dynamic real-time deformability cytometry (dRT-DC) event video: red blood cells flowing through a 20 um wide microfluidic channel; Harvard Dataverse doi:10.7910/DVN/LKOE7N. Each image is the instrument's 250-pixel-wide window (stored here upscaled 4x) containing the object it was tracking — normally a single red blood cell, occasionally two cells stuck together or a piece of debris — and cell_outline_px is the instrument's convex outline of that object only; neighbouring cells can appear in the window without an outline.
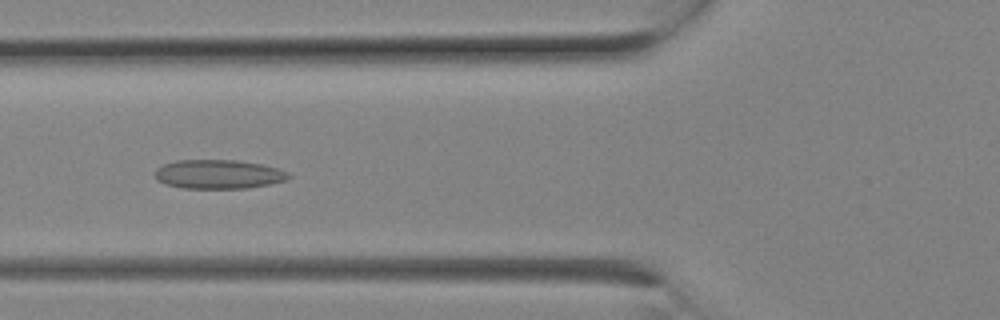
{"species": "Egyptian fruit bat (a non-hibernating species)", "species_latin": "Rousettus aegyptiacus", "temperature_condition": "room temperature", "stored_images_in_passage": 9, "camera_frame_rate_fps": 3000, "um_per_image_px": 0.085, "animal": {"sex": "female"}, "frame": {"image": 1, "passage_image": 8, "time_ms": 2.333, "image_size_px": [1000, 320], "cell_outline_px": [[292, 176], [284, 180], [268, 184], [248, 188], [184, 188], [164, 184], [156, 180], [156, 168], [164, 164], [176, 160], [236, 160], [260, 164], [276, 168], [288, 172]], "centroid_in_image_um": [18.54, 14.81], "position_along_channel_um": 107.3, "area_um2": 22.48}}
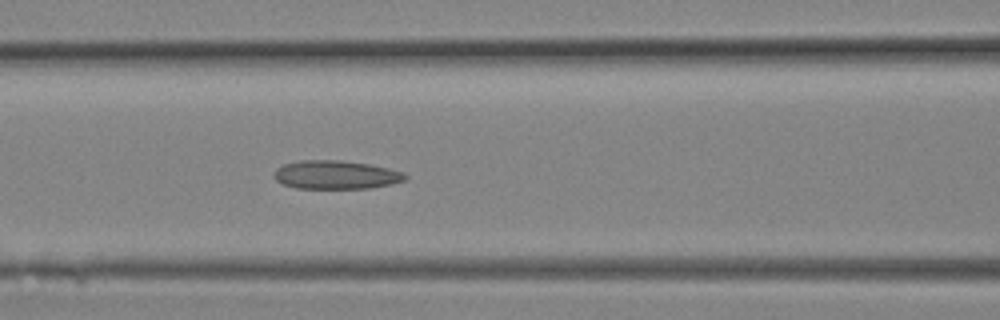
{"frame": {"image": 2, "passage_image": 9, "time_ms": 2.667, "image_size_px": [1000, 320], "cell_outline_px": [[408, 176], [404, 180], [392, 184], [372, 188], [296, 188], [284, 184], [276, 180], [272, 176], [276, 168], [284, 164], [300, 160], [340, 160], [368, 164], [388, 168], [404, 172]], "centroid_in_image_um": [28.54, 14.85], "position_along_channel_um": 138.1, "area_um2": 21.85}}